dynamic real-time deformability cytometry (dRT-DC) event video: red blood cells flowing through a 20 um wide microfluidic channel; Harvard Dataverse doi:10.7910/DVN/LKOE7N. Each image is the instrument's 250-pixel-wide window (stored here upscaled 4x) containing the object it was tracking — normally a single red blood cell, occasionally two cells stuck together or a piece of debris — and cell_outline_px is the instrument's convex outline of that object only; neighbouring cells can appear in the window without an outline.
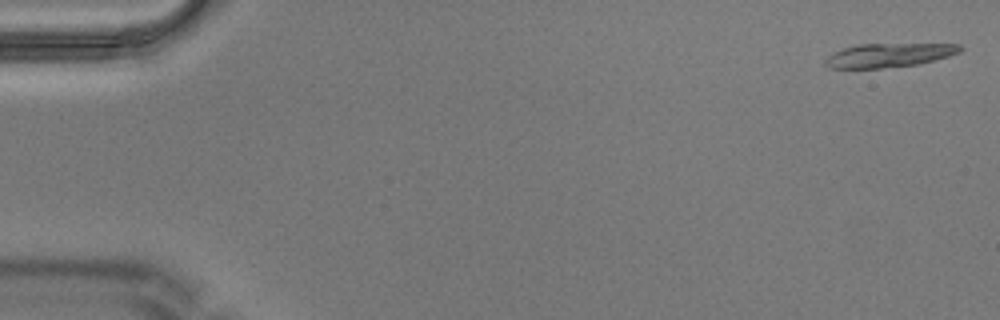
{"species": "Egyptian fruit bat (a non-hibernating species)", "species_latin": "Rousettus aegyptiacus", "temperature_condition": "warm", "stored_images_in_passage": 7, "camera_frame_rate_fps": 3000, "um_per_image_px": 0.085, "animal": {"sex": "male"}, "frame": {"image": 1, "passage_image": 1, "time_ms": 0.0, "image_size_px": [1000, 320], "cell_outline_px": [[964, 48], [960, 52], [948, 56], [920, 64], [880, 68], [828, 68], [824, 64], [824, 60], [828, 56], [844, 48], [856, 44], [960, 44]], "centroid_in_image_um": [75.56, 4.69], "position_along_channel_um": 9.4, "area_um2": 18.73}}
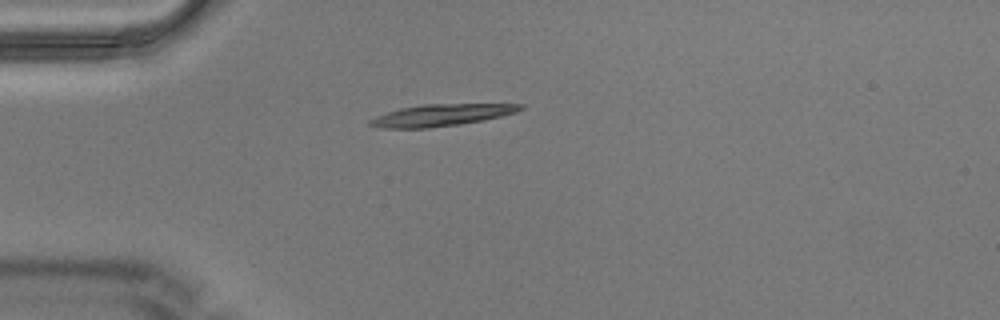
{"frame": {"image": 2, "passage_image": 5, "time_ms": 1.333, "image_size_px": [1000, 320], "cell_outline_px": [[524, 108], [516, 112], [484, 120], [460, 124], [428, 128], [384, 128], [368, 124], [368, 120], [376, 116], [400, 108], [424, 104], [524, 104]], "centroid_in_image_um": [37.51, 9.78], "position_along_channel_um": 47.5, "area_um2": 18.96}}